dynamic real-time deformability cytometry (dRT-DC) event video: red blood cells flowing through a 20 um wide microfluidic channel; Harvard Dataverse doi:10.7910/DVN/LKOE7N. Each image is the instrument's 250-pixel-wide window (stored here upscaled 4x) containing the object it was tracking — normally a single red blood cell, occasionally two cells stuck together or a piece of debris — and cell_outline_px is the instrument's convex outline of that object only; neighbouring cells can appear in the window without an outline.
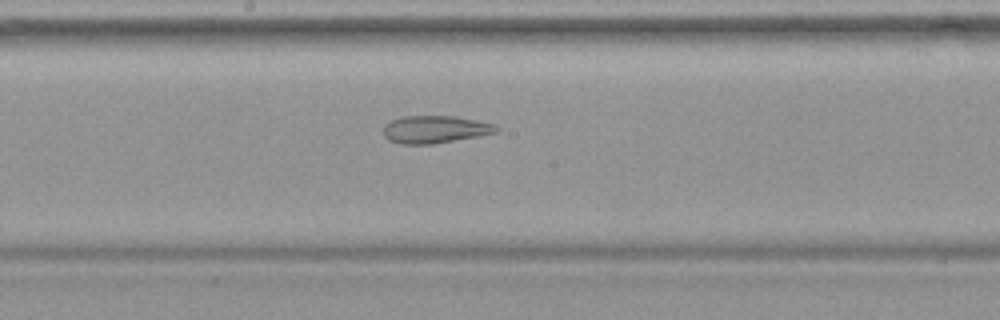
{"species": "common noctule bat (a hibernating species)", "species_latin": "Nyctalus noctula", "temperature_condition": "warm", "stored_images_in_passage": 38, "segment_of_instrument_passage": [1, 2], "camera_frame_rate_fps": 3000, "um_per_image_px": 0.085, "animal": {"sex": "female", "body_mass_g": 19.9}, "frame": {"image": 1, "passage_image": 22, "time_ms": 7.0, "image_size_px": [1000, 320], "cell_outline_px": [[500, 128], [496, 132], [476, 136], [432, 144], [400, 144], [388, 140], [384, 136], [384, 124], [388, 120], [404, 116], [456, 116], [496, 124]], "centroid_in_image_um": [36.93, 10.99], "position_along_channel_um": 211.3, "area_um2": 18.15}}
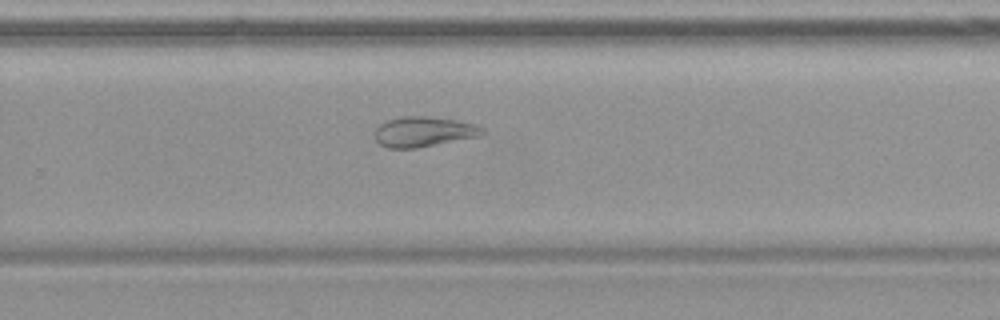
{"frame": {"image": 2, "passage_image": 28, "time_ms": 9.0, "image_size_px": [1000, 320], "cell_outline_px": [[484, 132], [480, 136], [416, 148], [388, 148], [380, 144], [376, 140], [376, 128], [380, 124], [388, 120], [404, 116], [424, 116], [456, 120], [476, 124], [484, 128]], "centroid_in_image_um": [36.03, 11.19], "position_along_channel_um": 293.8, "area_um2": 18.73}}
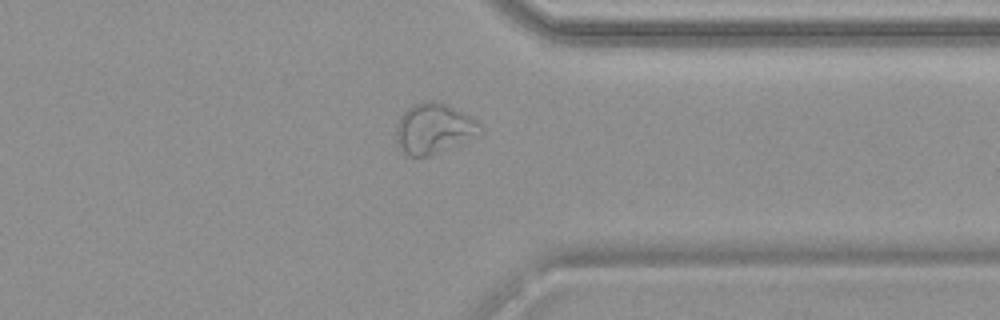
{"frame": {"image": 3, "passage_image": 34, "time_ms": 11.0, "image_size_px": [1000, 320], "cell_outline_px": [[484, 132], [428, 156], [408, 156], [400, 148], [396, 140], [396, 124], [400, 116], [412, 104], [424, 100], [436, 100], [476, 120], [480, 124]], "centroid_in_image_um": [36.82, 10.91], "position_along_channel_um": 374.6, "area_um2": 24.22}}